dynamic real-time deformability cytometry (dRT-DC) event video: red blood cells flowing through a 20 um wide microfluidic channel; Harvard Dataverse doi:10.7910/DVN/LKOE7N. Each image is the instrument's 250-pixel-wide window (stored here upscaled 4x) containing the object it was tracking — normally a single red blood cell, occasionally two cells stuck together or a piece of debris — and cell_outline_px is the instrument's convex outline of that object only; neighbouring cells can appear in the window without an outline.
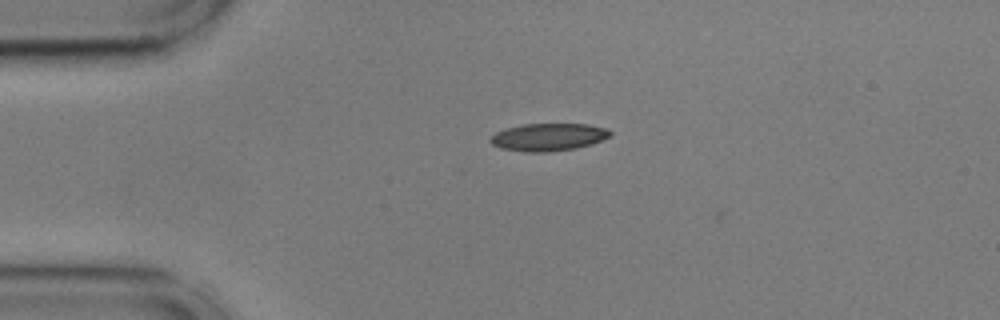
{"species": "common noctule bat (a hibernating species)", "species_latin": "Nyctalus noctula", "temperature_condition": "cold", "stored_images_in_passage": 45, "camera_frame_rate_fps": 3000, "um_per_image_px": 0.085, "animal": {"sex": "male", "body_mass_g": 17.9, "forearm_length_mm": 54.2}, "frame": {"image": 1, "passage_image": 2, "time_ms": 0.333, "image_size_px": [1000, 320], "cell_outline_px": [[612, 136], [592, 144], [576, 148], [552, 152], [524, 152], [500, 148], [492, 144], [488, 140], [496, 132], [508, 128], [524, 124], [588, 124], [608, 128], [612, 132]], "centroid_in_image_um": [46.65, 11.66], "position_along_channel_um": 38.3, "area_um2": 19.42}}
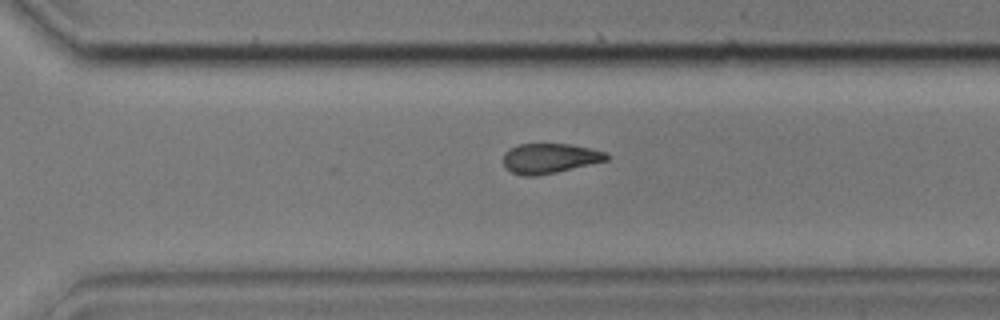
{"frame": {"image": 2, "passage_image": 28, "time_ms": 9.0, "image_size_px": [1000, 320], "cell_outline_px": [[608, 160], [556, 172], [536, 176], [524, 176], [512, 172], [504, 168], [504, 152], [520, 144], [572, 144], [608, 152]], "centroid_in_image_um": [46.73, 13.46], "position_along_channel_um": 323.9, "area_um2": 17.98}}
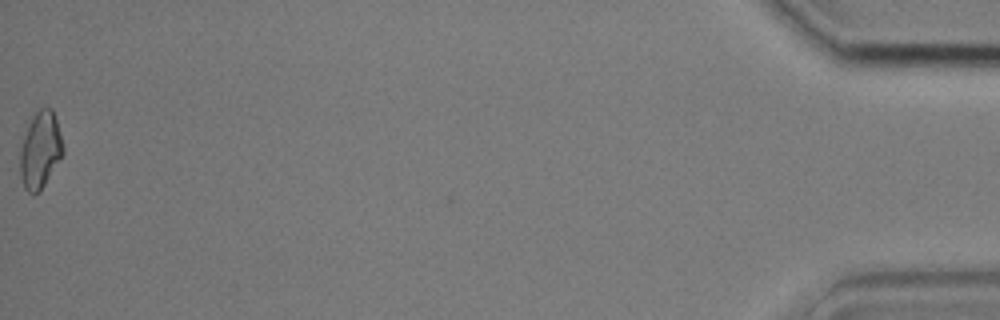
{"frame": {"image": 3, "passage_image": 45, "time_ms": 14.667, "image_size_px": [1000, 320], "cell_outline_px": [[64, 152], [40, 192], [32, 196], [24, 188], [20, 176], [20, 148], [32, 112], [40, 108], [52, 108], [56, 120], [64, 148]], "centroid_in_image_um": [3.4, 12.76], "position_along_channel_um": 431.8, "area_um2": 19.36}, "authors_computed_cell_mechanics": {"area_um2": 19.1896, "velocity_mm_per_s": 3.6228, "shape_relaxation_time_tau1_ms": 6.5785, "shape_relaxation_time_tau2_ms": null, "deformation_change_tau1": 0.1297, "deformation_change_tau2": null}}